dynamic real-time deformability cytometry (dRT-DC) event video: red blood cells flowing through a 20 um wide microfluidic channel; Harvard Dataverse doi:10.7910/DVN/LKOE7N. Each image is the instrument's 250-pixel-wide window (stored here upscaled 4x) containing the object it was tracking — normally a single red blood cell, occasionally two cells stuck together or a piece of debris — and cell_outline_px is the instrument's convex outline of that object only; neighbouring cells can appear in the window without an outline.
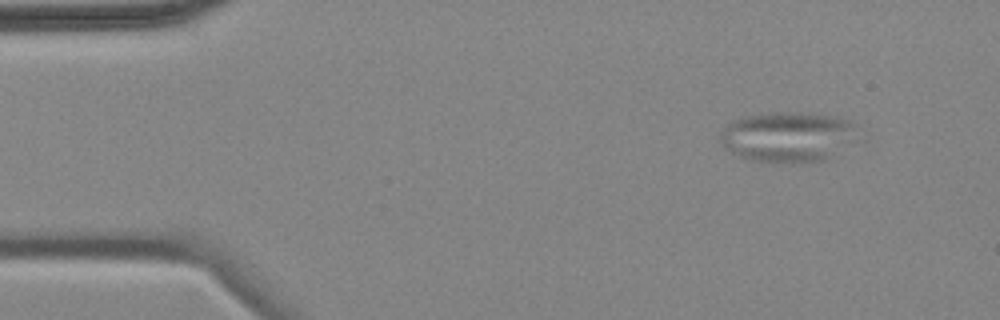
{"species": "common noctule bat (a hibernating species)", "species_latin": "Nyctalus noctula", "temperature_condition": "cold", "stored_images_in_passage": 4, "camera_frame_rate_fps": 3000, "um_per_image_px": 0.085, "animal": {"sex": "female", "body_mass_g": 18.4}, "frame": {"image": 1, "passage_image": 1, "time_ms": 0.0, "image_size_px": [1000, 320], "cell_outline_px": [[868, 140], [824, 160], [792, 164], [752, 160], [740, 156], [732, 152], [720, 140], [720, 132], [732, 120], [744, 116], [776, 112], [788, 112], [836, 116], [860, 124]], "centroid_in_image_um": [67.23, 11.64], "position_along_channel_um": 17.8, "area_um2": 42.02}}